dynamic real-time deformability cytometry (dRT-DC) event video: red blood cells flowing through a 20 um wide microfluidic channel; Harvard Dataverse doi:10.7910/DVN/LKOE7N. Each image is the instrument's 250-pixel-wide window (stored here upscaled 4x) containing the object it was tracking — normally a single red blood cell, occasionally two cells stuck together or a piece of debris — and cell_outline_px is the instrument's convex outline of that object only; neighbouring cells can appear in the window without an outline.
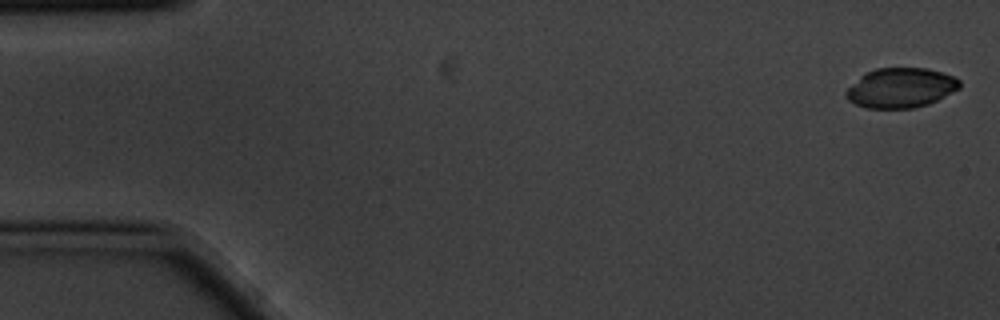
{"species": "common noctule bat (a hibernating species)", "species_latin": "Nyctalus noctula", "temperature_condition": "cold", "stored_images_in_passage": 5, "camera_frame_rate_fps": 3000, "um_per_image_px": 0.085, "animal": {"sex": "male", "body_mass_g": 20.1, "forearm_length_mm": 53.5}, "frame": {"image": 1, "passage_image": 1, "time_ms": 0.0, "image_size_px": [1000, 320], "cell_outline_px": [[960, 88], [928, 104], [912, 108], [868, 108], [856, 104], [848, 100], [844, 96], [844, 92], [860, 76], [876, 68], [928, 68], [952, 76], [960, 80]], "centroid_in_image_um": [76.54, 7.47], "position_along_channel_um": 8.5, "area_um2": 26.13}}